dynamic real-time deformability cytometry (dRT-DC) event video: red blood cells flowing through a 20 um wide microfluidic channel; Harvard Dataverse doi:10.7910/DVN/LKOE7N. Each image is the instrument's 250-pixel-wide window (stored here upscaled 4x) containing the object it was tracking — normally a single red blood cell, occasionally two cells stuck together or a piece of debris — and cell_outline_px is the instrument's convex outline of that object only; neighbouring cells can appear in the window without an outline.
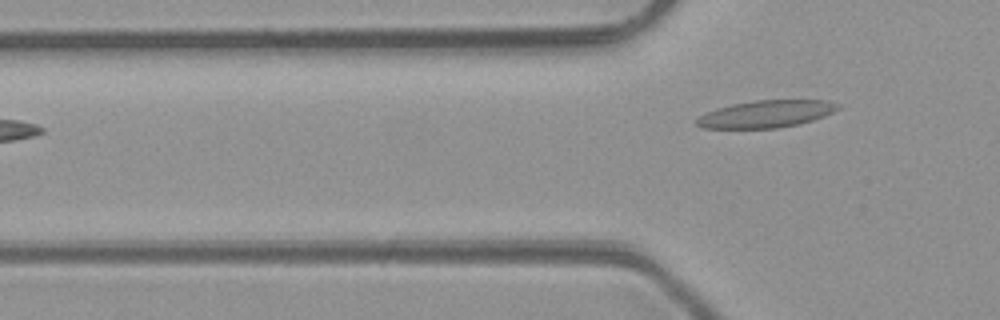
{"species": "common noctule bat (a hibernating species)", "species_latin": "Nyctalus noctula", "temperature_condition": "room temperature", "stored_images_in_passage": 4, "camera_frame_rate_fps": 3000, "um_per_image_px": 0.085, "animal": {"sex": "male", "body_mass_g": 23.1, "forearm_length_mm": 52.7}, "frame": {"image": 1, "passage_image": 4, "time_ms": 4.333, "image_size_px": [1000, 320], "cell_outline_px": [[840, 108], [824, 116], [800, 124], [776, 128], [700, 128], [696, 124], [696, 120], [700, 116], [716, 108], [732, 104], [756, 100], [828, 100], [840, 104]], "centroid_in_image_um": [65.14, 9.68], "position_along_channel_um": 60.7, "area_um2": 22.37}}